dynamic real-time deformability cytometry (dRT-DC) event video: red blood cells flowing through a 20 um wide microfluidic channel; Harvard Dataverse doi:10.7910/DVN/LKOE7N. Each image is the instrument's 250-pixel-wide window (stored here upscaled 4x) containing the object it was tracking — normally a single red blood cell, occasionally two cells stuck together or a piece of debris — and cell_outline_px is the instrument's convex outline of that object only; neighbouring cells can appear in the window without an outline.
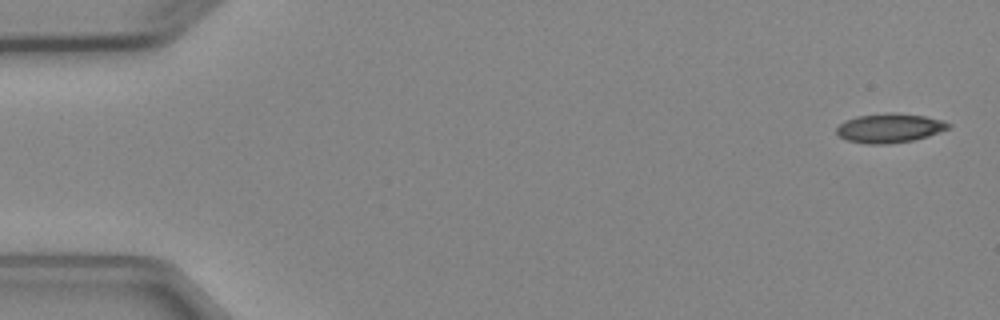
{"species": "Egyptian fruit bat (a non-hibernating species)", "species_latin": "Rousettus aegyptiacus", "temperature_condition": "cold", "stored_images_in_passage": 7, "camera_frame_rate_fps": 3000, "um_per_image_px": 0.085, "animal": {"sex": "female"}, "frame": {"image": 1, "passage_image": 1, "time_ms": 0.0, "image_size_px": [1000, 320], "cell_outline_px": [[952, 128], [928, 136], [912, 140], [884, 144], [868, 144], [848, 140], [840, 136], [836, 132], [836, 128], [844, 120], [856, 116], [884, 112], [892, 112], [924, 116], [944, 120], [952, 124]], "centroid_in_image_um": [75.64, 10.86], "position_along_channel_um": 9.4, "area_um2": 19.19}}
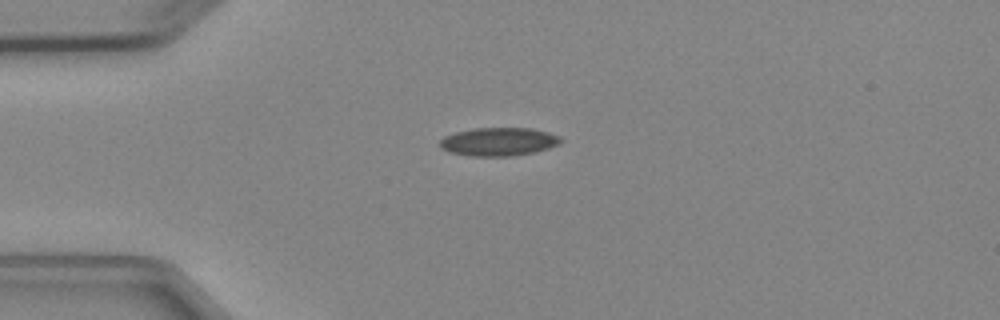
{"frame": {"image": 2, "passage_image": 4, "time_ms": 3.667, "image_size_px": [1000, 320], "cell_outline_px": [[564, 140], [548, 148], [536, 152], [512, 156], [472, 156], [448, 152], [440, 148], [440, 140], [444, 136], [456, 132], [472, 128], [532, 128], [548, 132], [560, 136]], "centroid_in_image_um": [42.37, 12.04], "position_along_channel_um": 42.6, "area_um2": 20.06}}